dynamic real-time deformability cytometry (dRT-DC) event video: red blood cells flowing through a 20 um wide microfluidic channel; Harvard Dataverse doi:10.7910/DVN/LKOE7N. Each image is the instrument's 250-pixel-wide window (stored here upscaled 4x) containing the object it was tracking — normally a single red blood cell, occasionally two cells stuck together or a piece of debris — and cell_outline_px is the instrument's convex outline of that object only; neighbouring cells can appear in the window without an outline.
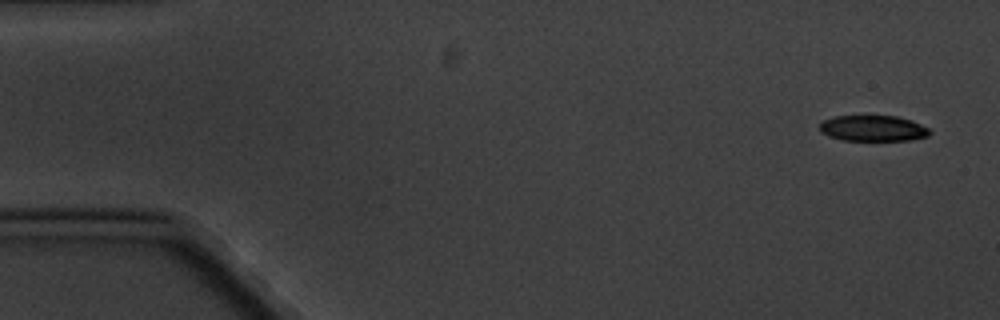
{"species": "common noctule bat (a hibernating species)", "species_latin": "Nyctalus noctula", "temperature_condition": "cold", "stored_images_in_passage": 5, "camera_frame_rate_fps": 3000, "um_per_image_px": 0.085, "animal": {"sex": "male", "body_mass_g": 20.1, "forearm_length_mm": 53.5}, "frame": {"image": 1, "passage_image": 1, "time_ms": 0.0, "image_size_px": [1000, 320], "cell_outline_px": [[932, 132], [928, 136], [912, 140], [844, 140], [828, 136], [820, 132], [820, 120], [832, 116], [896, 116], [912, 120], [928, 128]], "centroid_in_image_um": [74.19, 10.9], "position_along_channel_um": 10.8, "area_um2": 16.7}}
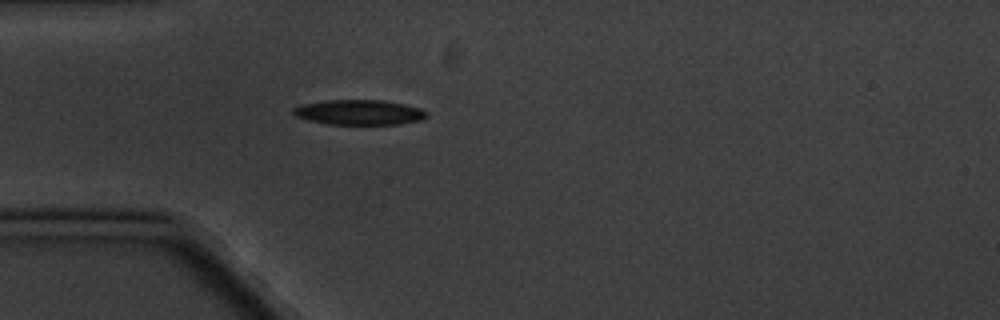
{"frame": {"image": 2, "passage_image": 5, "time_ms": 4.667, "image_size_px": [1000, 320], "cell_outline_px": [[428, 116], [420, 120], [400, 124], [328, 124], [308, 120], [296, 116], [292, 112], [292, 108], [300, 104], [328, 100], [384, 100], [404, 104], [420, 108], [428, 112]], "centroid_in_image_um": [30.53, 9.54], "position_along_channel_um": 54.5, "area_um2": 19.54}}